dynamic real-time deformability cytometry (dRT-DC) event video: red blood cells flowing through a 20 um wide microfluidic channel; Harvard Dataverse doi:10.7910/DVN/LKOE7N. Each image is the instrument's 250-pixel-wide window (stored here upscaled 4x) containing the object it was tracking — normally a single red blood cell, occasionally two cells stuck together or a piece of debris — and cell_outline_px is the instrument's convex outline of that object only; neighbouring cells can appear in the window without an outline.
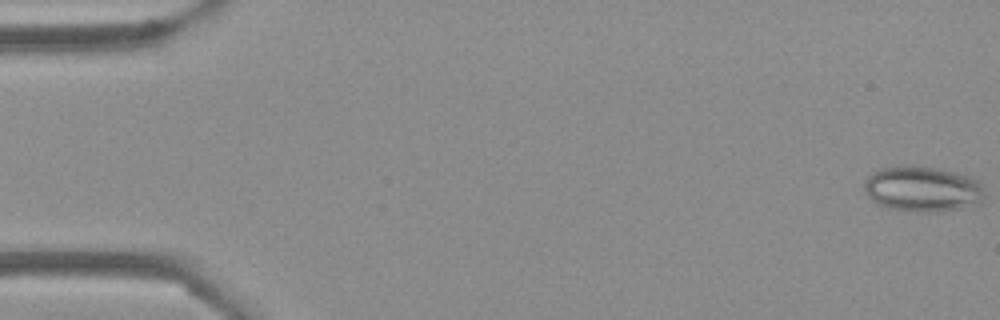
{"species": "Egyptian fruit bat (a non-hibernating species)", "species_latin": "Rousettus aegyptiacus", "temperature_condition": "cold", "stored_images_in_passage": 54, "camera_frame_rate_fps": 3000, "um_per_image_px": 0.085, "frame": {"image": 1, "passage_image": 1, "time_ms": 0.0, "image_size_px": [1000, 320], "cell_outline_px": [[984, 200], [976, 204], [940, 212], [920, 212], [888, 208], [876, 204], [864, 192], [864, 184], [868, 176], [872, 172], [880, 168], [904, 164], [912, 164], [936, 168], [956, 172], [972, 176], [980, 180], [984, 192]], "centroid_in_image_um": [78.41, 16.04], "position_along_channel_um": 6.6, "area_um2": 32.54}}
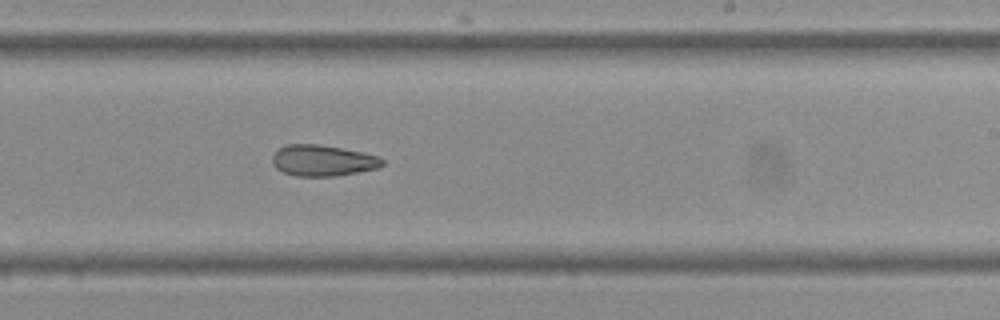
{"frame": {"image": 2, "passage_image": 33, "time_ms": 10.667, "image_size_px": [1000, 320], "cell_outline_px": [[384, 164], [380, 168], [336, 176], [296, 176], [284, 172], [276, 168], [272, 164], [272, 156], [280, 148], [288, 144], [320, 144], [380, 156], [384, 160]], "centroid_in_image_um": [27.46, 13.65], "position_along_channel_um": 261.5, "area_um2": 19.94}}
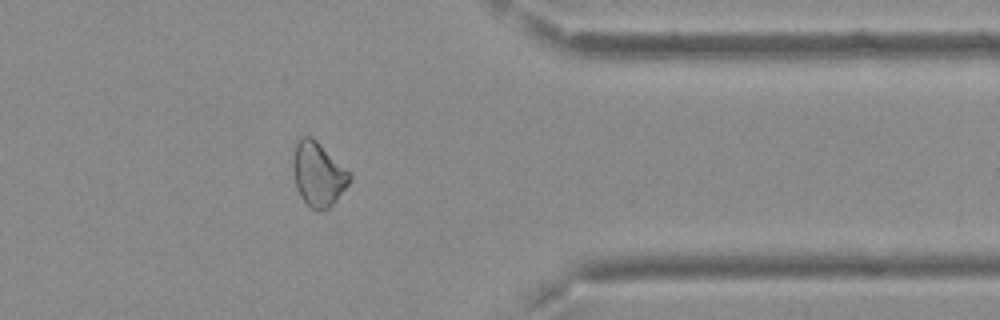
{"frame": {"image": 3, "passage_image": 44, "time_ms": 14.333, "image_size_px": [1000, 320], "cell_outline_px": [[352, 180], [336, 200], [328, 208], [316, 212], [300, 196], [296, 184], [292, 168], [292, 160], [296, 144], [300, 136], [312, 136], [352, 176]], "centroid_in_image_um": [27.02, 14.81], "position_along_channel_um": 384.4, "area_um2": 20.81}, "authors_computed_cell_mechanics": {"area_um2": 22.6865, "velocity_mm_per_s": 3.7311, "shape_relaxation_time_tau1_ms": null, "shape_relaxation_time_tau2_ms": 7.3226, "deformation_change_tau1": null, "deformation_change_tau2": 0.1744}}